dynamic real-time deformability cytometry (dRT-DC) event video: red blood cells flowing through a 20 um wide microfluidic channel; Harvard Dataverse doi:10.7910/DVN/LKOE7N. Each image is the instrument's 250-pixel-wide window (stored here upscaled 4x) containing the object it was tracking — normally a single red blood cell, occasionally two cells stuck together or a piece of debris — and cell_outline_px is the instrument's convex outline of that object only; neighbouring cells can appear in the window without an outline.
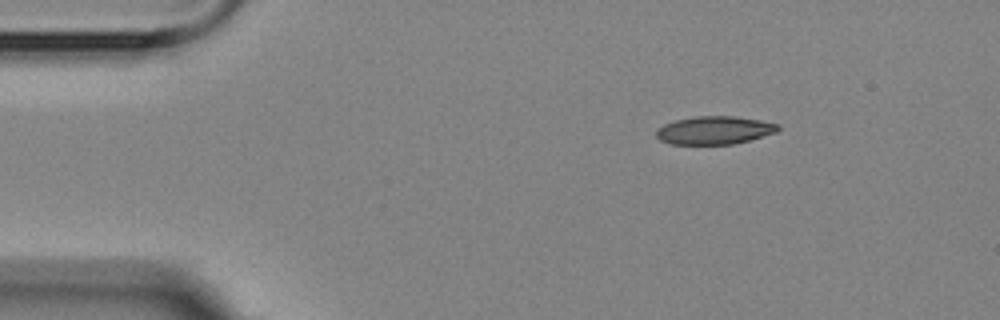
{"species": "Egyptian fruit bat (a non-hibernating species)", "species_latin": "Rousettus aegyptiacus", "temperature_condition": "room temperature", "stored_images_in_passage": 3, "camera_frame_rate_fps": 3000, "um_per_image_px": 0.085, "animal": {"sex": "female"}, "frame": {"image": 1, "passage_image": 1, "time_ms": 0.0, "image_size_px": [1000, 320], "cell_outline_px": [[780, 128], [776, 132], [748, 140], [732, 144], [672, 144], [660, 140], [656, 136], [656, 132], [664, 124], [676, 120], [696, 116], [736, 116], [760, 120], [780, 124]], "centroid_in_image_um": [60.74, 11.06], "position_along_channel_um": 24.3, "area_um2": 19.77}}
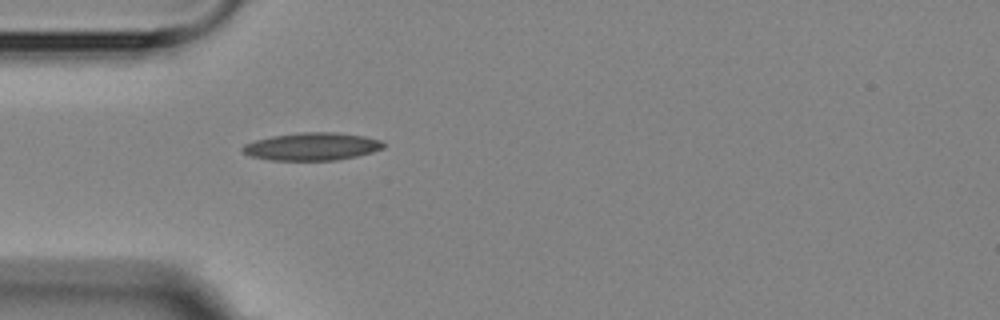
{"frame": {"image": 2, "passage_image": 3, "time_ms": 2.667, "image_size_px": [1000, 320], "cell_outline_px": [[384, 148], [372, 152], [356, 156], [336, 160], [268, 160], [248, 156], [240, 152], [240, 148], [244, 144], [256, 140], [272, 136], [300, 132], [336, 132], [364, 136], [380, 140], [384, 144]], "centroid_in_image_um": [26.46, 12.45], "position_along_channel_um": 58.5, "area_um2": 22.89}}